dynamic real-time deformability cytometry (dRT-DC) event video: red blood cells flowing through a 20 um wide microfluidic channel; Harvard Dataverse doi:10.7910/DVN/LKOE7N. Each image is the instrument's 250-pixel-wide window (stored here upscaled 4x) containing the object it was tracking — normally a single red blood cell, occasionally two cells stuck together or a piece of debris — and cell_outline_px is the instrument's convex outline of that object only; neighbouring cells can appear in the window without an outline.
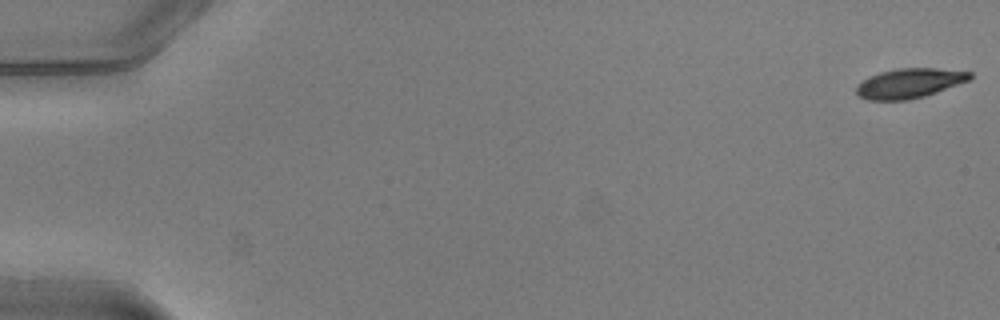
{"species": "common noctule bat (a hibernating species)", "species_latin": "Nyctalus noctula", "temperature_condition": "warm", "stored_images_in_passage": 51, "camera_frame_rate_fps": 3000, "um_per_image_px": 0.085, "animal": {"sex": "male", "body_mass_g": 20.5, "forearm_length_mm": 52.5}, "frame": {"image": 1, "passage_image": 1, "time_ms": 0.0, "image_size_px": [1000, 320], "cell_outline_px": [[972, 76], [968, 80], [936, 92], [924, 96], [908, 100], [868, 100], [860, 96], [856, 92], [856, 88], [868, 76], [880, 72], [896, 68], [936, 68], [972, 72]], "centroid_in_image_um": [77.29, 7.07], "position_along_channel_um": 7.7, "area_um2": 19.42}}
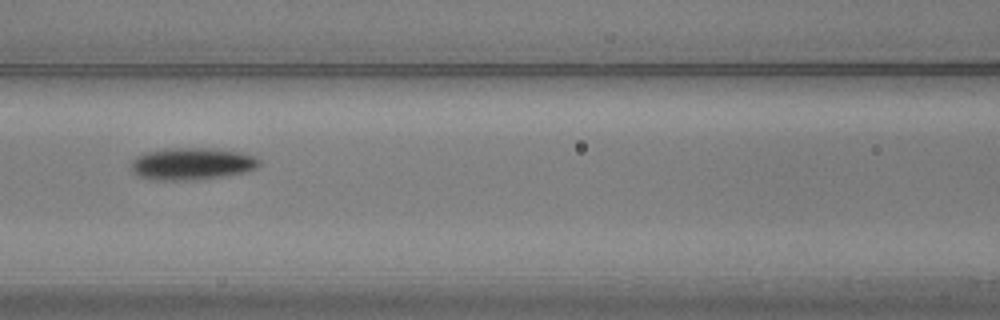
{"frame": {"image": 2, "passage_image": 24, "time_ms": 7.667, "image_size_px": [1000, 320], "cell_outline_px": [[260, 164], [256, 168], [244, 172], [224, 176], [196, 180], [152, 180], [136, 176], [132, 172], [132, 160], [136, 156], [144, 152], [164, 148], [208, 148], [240, 152], [252, 156], [260, 160]], "centroid_in_image_um": [16.25, 13.93], "position_along_channel_um": 150.3, "area_um2": 24.16}}
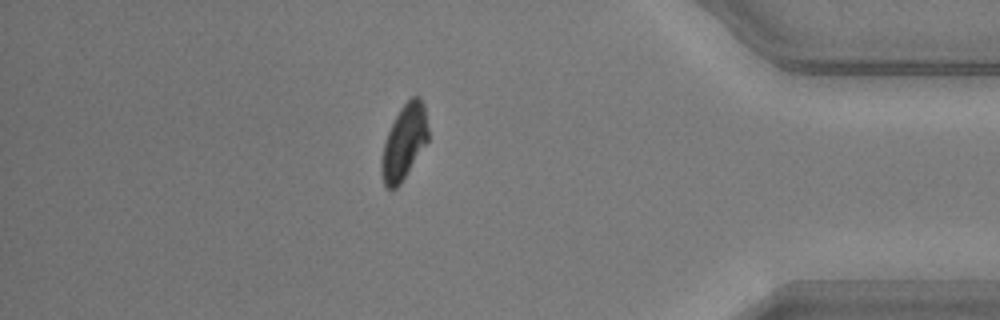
{"frame": {"image": 3, "passage_image": 45, "time_ms": 14.667, "image_size_px": [1000, 320], "cell_outline_px": [[428, 140], [400, 184], [396, 188], [384, 188], [380, 172], [380, 160], [384, 144], [388, 132], [400, 108], [412, 96], [420, 96], [424, 104], [428, 128]], "centroid_in_image_um": [34.33, 12.09], "position_along_channel_um": 400.9, "area_um2": 20.23}, "authors_computed_cell_mechanics": {"area_um2": 21.5016, "velocity_mm_per_s": 4.0311, "shape_relaxation_time_tau1_ms": 2.1487, "shape_relaxation_time_tau2_ms": 3.8538, "deformation_change_tau1": 0.1378, "deformation_change_tau2": 0.0958}}